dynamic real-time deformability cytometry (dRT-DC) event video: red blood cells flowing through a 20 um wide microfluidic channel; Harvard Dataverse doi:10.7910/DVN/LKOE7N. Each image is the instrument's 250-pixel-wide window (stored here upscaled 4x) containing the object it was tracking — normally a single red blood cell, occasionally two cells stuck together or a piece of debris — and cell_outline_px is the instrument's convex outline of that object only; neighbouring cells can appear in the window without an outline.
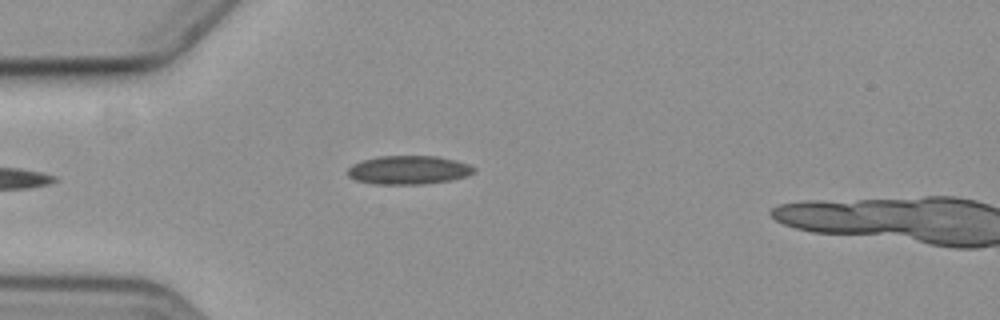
{"species": "common noctule bat (a hibernating species)", "species_latin": "Nyctalus noctula", "temperature_condition": "cold", "stored_images_in_passage": 3, "camera_frame_rate_fps": 3000, "um_per_image_px": 0.085, "animal": {"sex": "female", "body_mass_g": 19.3, "forearm_length_mm": 54.1}, "frame": {"image": 1, "passage_image": 3, "time_ms": 3.333, "image_size_px": [1000, 320], "cell_outline_px": [[476, 172], [468, 176], [452, 180], [424, 184], [376, 184], [356, 180], [348, 176], [348, 168], [352, 164], [376, 156], [436, 156], [456, 160], [468, 164], [476, 168]], "centroid_in_image_um": [34.76, 14.45], "position_along_channel_um": 50.2, "area_um2": 21.21}}